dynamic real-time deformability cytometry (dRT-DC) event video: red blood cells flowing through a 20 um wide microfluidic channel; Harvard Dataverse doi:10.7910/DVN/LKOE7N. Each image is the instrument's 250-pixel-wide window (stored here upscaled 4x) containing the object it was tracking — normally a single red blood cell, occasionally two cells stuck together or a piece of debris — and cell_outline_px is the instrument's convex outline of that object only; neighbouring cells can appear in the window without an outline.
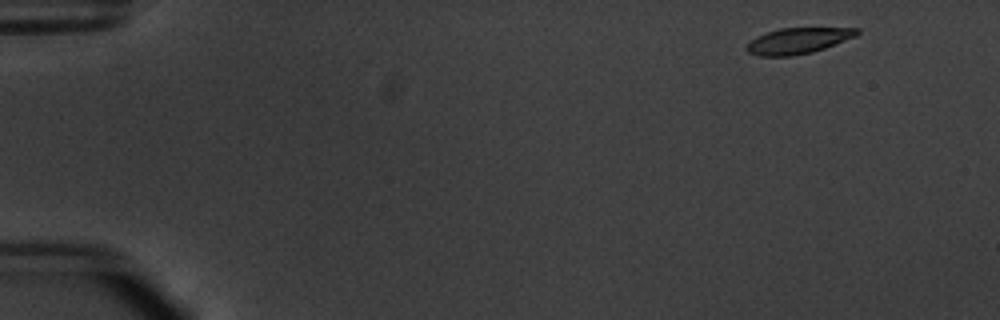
{"species": "common noctule bat (a hibernating species)", "species_latin": "Nyctalus noctula", "temperature_condition": "warm", "stored_images_in_passage": 51, "camera_frame_rate_fps": 3000, "um_per_image_px": 0.085, "animal": {"sex": "male", "body_mass_g": 20.1, "forearm_length_mm": 53.5}, "frame": {"image": 1, "passage_image": 2, "time_ms": 0.333, "image_size_px": [1000, 320], "cell_outline_px": [[860, 32], [856, 36], [824, 48], [812, 52], [792, 56], [760, 56], [748, 52], [744, 48], [756, 36], [780, 28], [860, 28]], "centroid_in_image_um": [67.83, 3.46], "position_along_channel_um": 17.2, "area_um2": 16.53}}
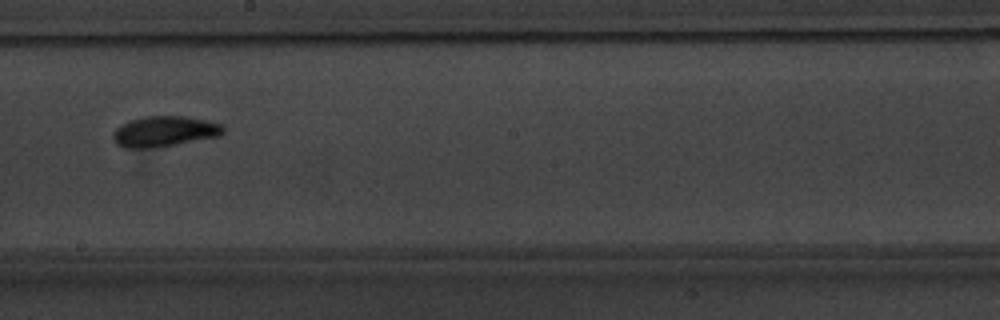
{"frame": {"image": 2, "passage_image": 29, "time_ms": 9.333, "image_size_px": [1000, 320], "cell_outline_px": [[224, 132], [220, 136], [176, 144], [144, 148], [124, 148], [116, 144], [112, 136], [116, 128], [120, 124], [144, 116], [184, 116], [224, 124]], "centroid_in_image_um": [13.98, 11.16], "position_along_channel_um": 234.2, "area_um2": 19.54}}
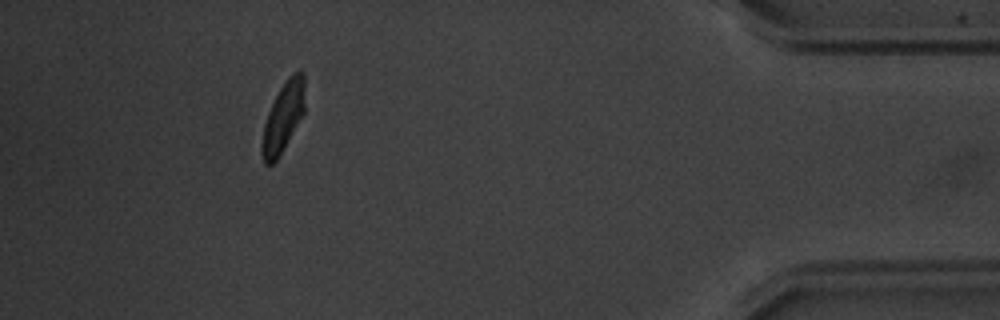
{"frame": {"image": 3, "passage_image": 47, "time_ms": 15.333, "image_size_px": [1000, 320], "cell_outline_px": [[304, 112], [280, 156], [272, 164], [264, 164], [260, 152], [260, 144], [264, 124], [268, 112], [280, 88], [288, 76], [292, 72], [300, 68], [304, 72]], "centroid_in_image_um": [24.06, 9.96], "position_along_channel_um": 411.1, "area_um2": 17.63}, "authors_computed_cell_mechanics": {"area_um2": 18.2648, "velocity_mm_per_s": 3.7673, "shape_relaxation_time_tau1_ms": 2.7157, "shape_relaxation_time_tau2_ms": 2.1121, "deformation_change_tau1": 0.1593, "deformation_change_tau2": 0.065}}